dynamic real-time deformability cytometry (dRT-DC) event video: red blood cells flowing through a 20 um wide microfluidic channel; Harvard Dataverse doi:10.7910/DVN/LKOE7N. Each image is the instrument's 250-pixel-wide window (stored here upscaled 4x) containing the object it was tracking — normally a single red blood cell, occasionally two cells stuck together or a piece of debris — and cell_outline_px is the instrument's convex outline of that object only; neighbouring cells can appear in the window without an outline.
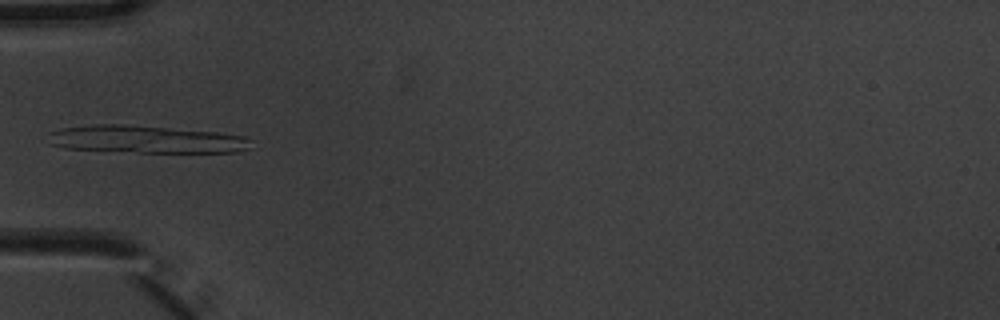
{"species": "common noctule bat (a hibernating species)", "species_latin": "Nyctalus noctula", "temperature_condition": "warm", "stored_images_in_passage": 6, "camera_frame_rate_fps": 3000, "um_per_image_px": 0.085, "animal": {"sex": "male", "body_mass_g": 20.1, "forearm_length_mm": 53.5}, "frame": {"image": 1, "passage_image": 5, "time_ms": 1.333, "image_size_px": [1000, 320], "cell_outline_px": [[252, 140], [248, 148], [236, 152], [140, 152], [64, 148], [48, 144], [48, 132], [60, 128], [96, 124], [124, 124], [216, 132], [244, 136]], "centroid_in_image_um": [12.35, 11.83], "position_along_channel_um": 72.7, "area_um2": 32.54}}